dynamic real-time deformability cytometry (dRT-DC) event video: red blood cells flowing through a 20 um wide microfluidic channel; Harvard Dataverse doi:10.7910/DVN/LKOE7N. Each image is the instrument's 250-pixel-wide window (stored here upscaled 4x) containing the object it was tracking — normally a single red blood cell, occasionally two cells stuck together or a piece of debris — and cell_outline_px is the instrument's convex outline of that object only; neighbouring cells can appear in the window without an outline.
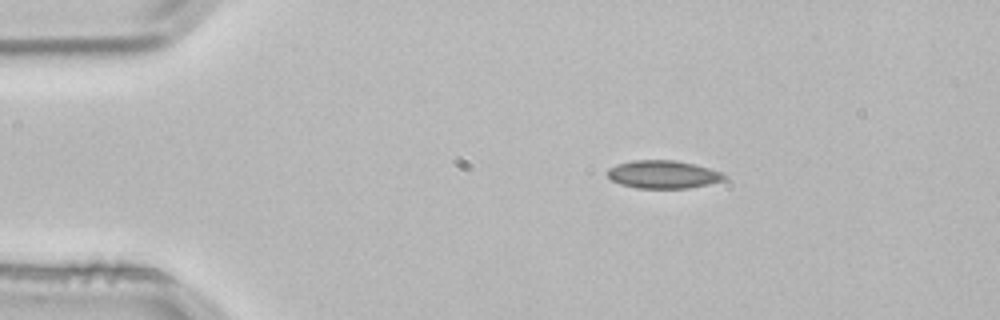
{"species": "common noctule bat (a hibernating species)", "species_latin": "Nyctalus noctula", "temperature_condition": "room temperature", "stored_images_in_passage": 2, "camera_frame_rate_fps": 3000, "um_per_image_px": 0.085, "animal": {"sex": "male", "body_mass_g": 21.5, "forearm_length_mm": 52.0}, "frame": {"image": 1, "passage_image": 1, "time_ms": 0.0, "image_size_px": [1000, 320], "cell_outline_px": [[728, 180], [688, 188], [636, 188], [620, 184], [612, 180], [608, 176], [608, 168], [616, 164], [632, 160], [676, 160], [696, 164], [724, 172], [728, 176]], "centroid_in_image_um": [56.43, 14.82], "position_along_channel_um": 28.6, "area_um2": 19.36}}